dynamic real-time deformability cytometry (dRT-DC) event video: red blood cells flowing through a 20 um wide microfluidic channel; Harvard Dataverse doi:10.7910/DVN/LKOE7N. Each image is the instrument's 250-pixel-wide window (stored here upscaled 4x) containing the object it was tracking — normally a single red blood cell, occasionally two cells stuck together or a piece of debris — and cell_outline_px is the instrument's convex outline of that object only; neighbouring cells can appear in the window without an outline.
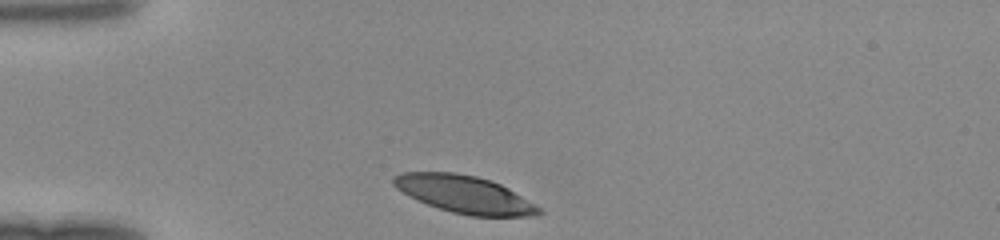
{"species": "human", "species_latin": "Homo sapiens", "temperature_condition": "room temperature", "stored_images_in_passage": 28, "camera_frame_rate_fps": 3000, "um_per_image_px": 0.085, "donor": {"sex": "female"}, "frame": {"image": 1, "passage_image": 1, "time_ms": 0.0, "image_size_px": [1000, 240], "cell_outline_px": [[544, 212], [524, 216], [472, 216], [452, 212], [428, 204], [404, 192], [392, 184], [392, 180], [396, 176], [404, 172], [452, 172], [476, 176], [500, 184], [508, 188], [540, 208]], "centroid_in_image_um": [39.48, 16.51], "position_along_channel_um": 45.5, "area_um2": 30.87}}
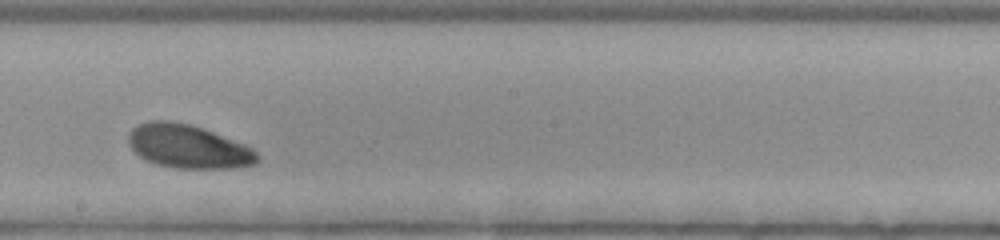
{"frame": {"image": 2, "passage_image": 16, "time_ms": 5.0, "image_size_px": [1000, 240], "cell_outline_px": [[256, 164], [228, 168], [180, 168], [160, 164], [148, 160], [140, 156], [128, 144], [128, 136], [132, 128], [140, 124], [152, 120], [168, 120], [188, 124], [212, 132], [244, 144], [252, 148], [256, 152]], "centroid_in_image_um": [15.97, 12.44], "position_along_channel_um": 232.2, "area_um2": 31.96}}
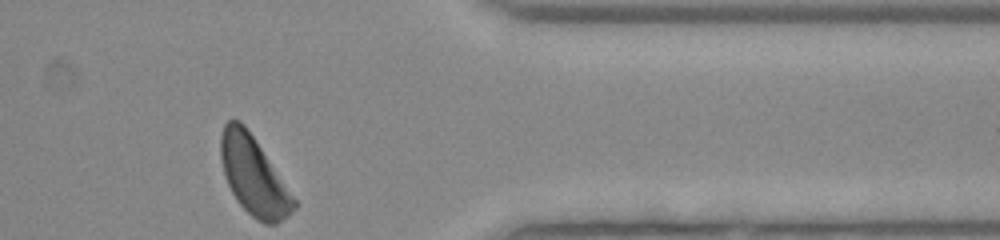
{"frame": {"image": 3, "passage_image": 28, "time_ms": 9.0, "image_size_px": [1000, 240], "cell_outline_px": [[296, 208], [288, 216], [276, 224], [264, 224], [256, 220], [236, 200], [224, 176], [220, 156], [220, 136], [224, 124], [228, 120], [240, 120], [244, 124], [296, 200]], "centroid_in_image_um": [21.53, 14.96], "position_along_channel_um": 389.9, "area_um2": 32.95}}